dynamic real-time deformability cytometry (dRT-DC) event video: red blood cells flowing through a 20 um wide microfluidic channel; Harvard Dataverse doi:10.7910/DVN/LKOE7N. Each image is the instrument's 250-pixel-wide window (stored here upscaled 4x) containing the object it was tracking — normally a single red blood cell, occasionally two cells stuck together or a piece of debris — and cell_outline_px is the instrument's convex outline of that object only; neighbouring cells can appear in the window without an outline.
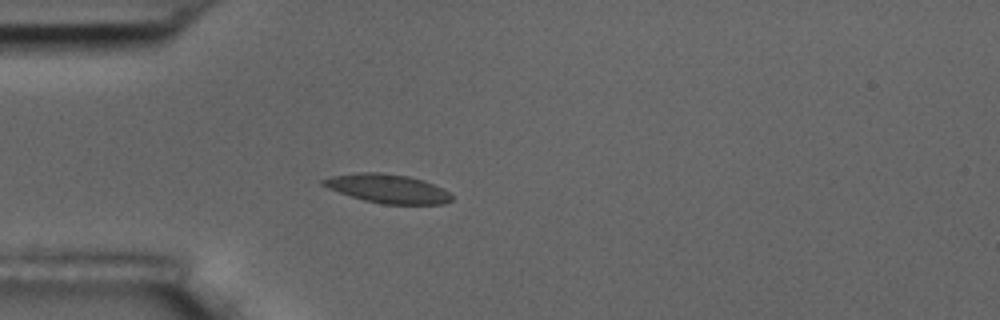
{"species": "common noctule bat (a hibernating species)", "species_latin": "Nyctalus noctula", "temperature_condition": "room temperature", "stored_images_in_passage": 4, "camera_frame_rate_fps": 3000, "um_per_image_px": 0.085, "animal": {"sex": "male", "body_mass_g": 17.5, "forearm_length_mm": 52.3}, "frame": {"image": 1, "passage_image": 4, "time_ms": 3.333, "image_size_px": [1000, 320], "cell_outline_px": [[452, 200], [444, 204], [384, 204], [364, 200], [328, 188], [320, 184], [320, 180], [332, 176], [360, 172], [380, 172], [408, 176], [424, 180], [448, 192], [452, 196]], "centroid_in_image_um": [32.94, 16.02], "position_along_channel_um": 52.1, "area_um2": 21.39}}